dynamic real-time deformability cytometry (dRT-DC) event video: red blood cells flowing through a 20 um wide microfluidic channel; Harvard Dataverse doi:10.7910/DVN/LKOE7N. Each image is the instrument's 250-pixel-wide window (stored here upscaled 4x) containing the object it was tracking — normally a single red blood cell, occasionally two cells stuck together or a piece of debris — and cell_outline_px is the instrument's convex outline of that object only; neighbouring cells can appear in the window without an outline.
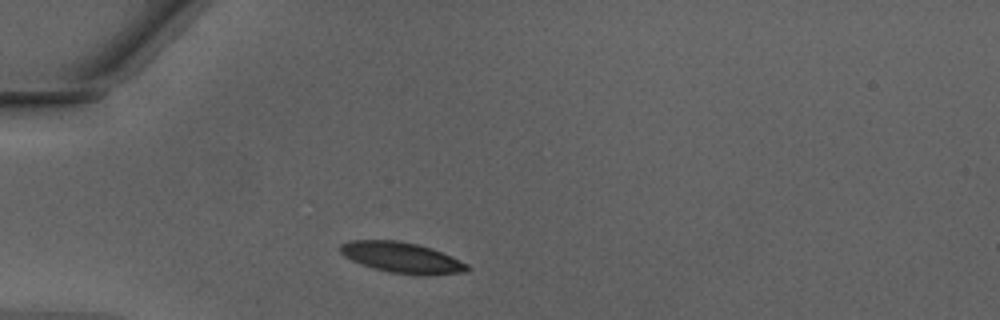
{"species": "Egyptian fruit bat (a non-hibernating species)", "species_latin": "Rousettus aegyptiacus", "temperature_condition": "warm", "stored_images_in_passage": 30, "camera_frame_rate_fps": 3000, "um_per_image_px": 0.085, "animal": {"sex": "male"}, "frame": {"image": 1, "passage_image": 1, "time_ms": 0.0, "image_size_px": [1000, 320], "cell_outline_px": [[472, 268], [468, 272], [424, 276], [420, 276], [388, 272], [352, 260], [344, 256], [340, 252], [340, 244], [348, 240], [396, 240], [416, 244], [432, 248], [452, 256], [468, 264]], "centroid_in_image_um": [34.22, 21.9], "position_along_channel_um": 50.8, "area_um2": 22.89}}
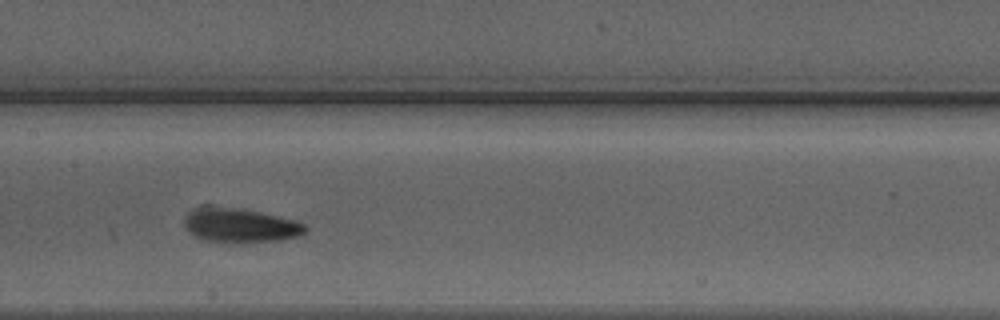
{"frame": {"image": 2, "passage_image": 12, "time_ms": 3.667, "image_size_px": [1000, 320], "cell_outline_px": [[308, 228], [304, 232], [296, 236], [280, 240], [244, 244], [204, 240], [188, 232], [184, 224], [184, 220], [188, 212], [200, 204], [212, 204], [240, 208], [296, 220], [304, 224]], "centroid_in_image_um": [20.34, 19.13], "position_along_channel_um": 187.1, "area_um2": 24.85}}
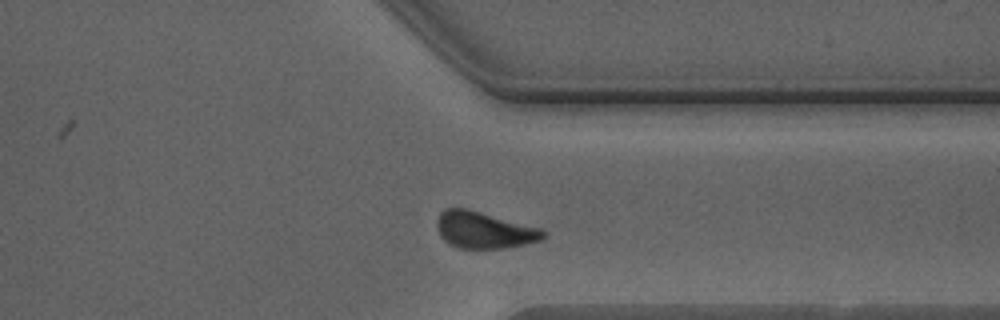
{"frame": {"image": 3, "passage_image": 25, "time_ms": 8.0, "image_size_px": [1000, 320], "cell_outline_px": [[548, 232], [540, 240], [524, 244], [504, 248], [460, 248], [448, 244], [440, 236], [436, 224], [436, 220], [440, 212], [444, 208], [468, 208], [540, 228]], "centroid_in_image_um": [41.11, 19.54], "position_along_channel_um": 370.3, "area_um2": 22.77}, "authors_computed_cell_mechanics": {"area_um2": 22.8599, "velocity_mm_per_s": 4.2339, "shape_relaxation_time_tau1_ms": 1.9024, "shape_relaxation_time_tau2_ms": 3.5941, "deformation_change_tau1": 0.1058, "deformation_change_tau2": 0.0913}}